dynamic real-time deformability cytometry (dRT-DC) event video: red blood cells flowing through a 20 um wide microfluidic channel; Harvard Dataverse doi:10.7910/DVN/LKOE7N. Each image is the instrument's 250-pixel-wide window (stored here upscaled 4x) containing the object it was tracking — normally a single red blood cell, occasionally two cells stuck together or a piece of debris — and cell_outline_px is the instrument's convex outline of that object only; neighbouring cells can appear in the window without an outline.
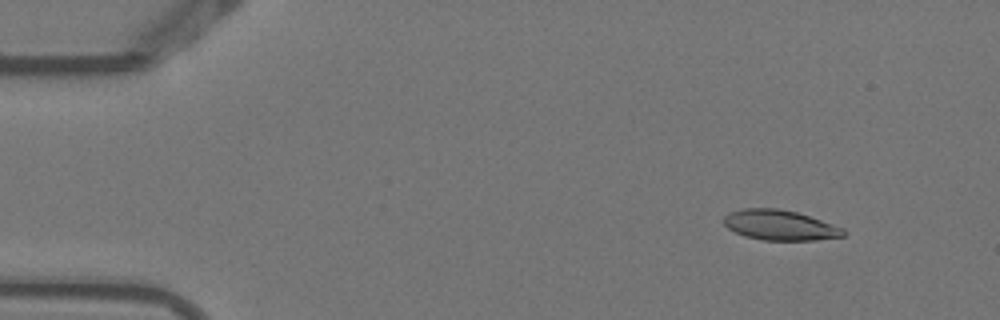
{"species": "Egyptian fruit bat (a non-hibernating species)", "species_latin": "Rousettus aegyptiacus", "temperature_condition": "warm", "stored_images_in_passage": 4, "camera_frame_rate_fps": 3000, "um_per_image_px": 0.085, "animal": {"sex": "female"}, "frame": {"image": 1, "passage_image": 1, "time_ms": 0.0, "image_size_px": [1000, 320], "cell_outline_px": [[848, 232], [844, 236], [816, 240], [764, 240], [744, 236], [728, 228], [724, 224], [724, 216], [728, 212], [744, 208], [776, 208], [796, 212], [844, 228]], "centroid_in_image_um": [66.29, 19.14], "position_along_channel_um": 18.7, "area_um2": 20.98}}
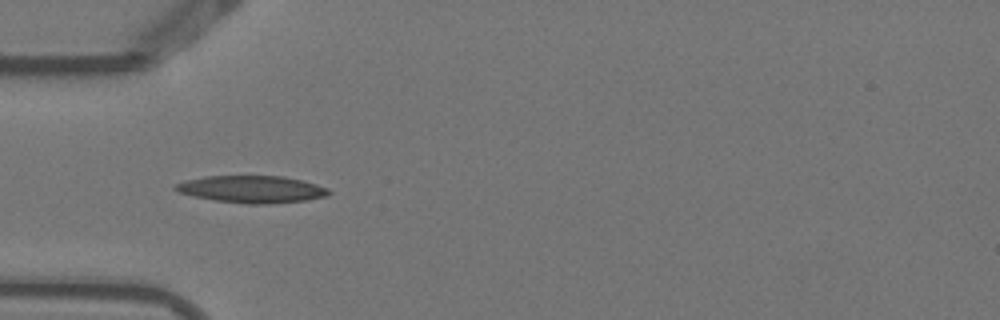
{"frame": {"image": 2, "passage_image": 4, "time_ms": 1.0, "image_size_px": [1000, 320], "cell_outline_px": [[332, 192], [328, 196], [308, 200], [268, 204], [248, 204], [216, 200], [192, 196], [176, 192], [172, 188], [176, 184], [184, 180], [204, 176], [284, 176], [316, 184], [328, 188]], "centroid_in_image_um": [21.39, 16.09], "position_along_channel_um": 63.6, "area_um2": 24.45}}